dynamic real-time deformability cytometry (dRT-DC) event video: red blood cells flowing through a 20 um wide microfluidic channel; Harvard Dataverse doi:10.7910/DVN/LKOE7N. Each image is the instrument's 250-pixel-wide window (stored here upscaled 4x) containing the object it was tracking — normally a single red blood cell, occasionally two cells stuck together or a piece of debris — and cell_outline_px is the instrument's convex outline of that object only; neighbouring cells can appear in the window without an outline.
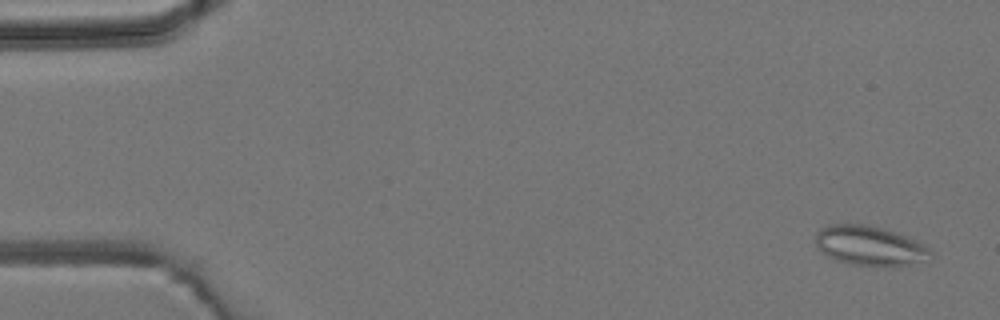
{"species": "common noctule bat (a hibernating species)", "species_latin": "Nyctalus noctula", "temperature_condition": "room temperature", "stored_images_in_passage": 4, "camera_frame_rate_fps": 3000, "um_per_image_px": 0.085, "animal": {"sex": "male", "body_mass_g": 19.2, "forearm_length_mm": 51.8}, "frame": {"image": 1, "passage_image": 1, "time_ms": 0.0, "image_size_px": [1000, 320], "cell_outline_px": [[936, 256], [908, 264], [848, 264], [836, 260], [828, 256], [816, 244], [816, 232], [820, 228], [828, 224], [868, 224], [896, 232], [924, 244]], "centroid_in_image_um": [73.9, 20.84], "position_along_channel_um": 11.1, "area_um2": 25.95}}